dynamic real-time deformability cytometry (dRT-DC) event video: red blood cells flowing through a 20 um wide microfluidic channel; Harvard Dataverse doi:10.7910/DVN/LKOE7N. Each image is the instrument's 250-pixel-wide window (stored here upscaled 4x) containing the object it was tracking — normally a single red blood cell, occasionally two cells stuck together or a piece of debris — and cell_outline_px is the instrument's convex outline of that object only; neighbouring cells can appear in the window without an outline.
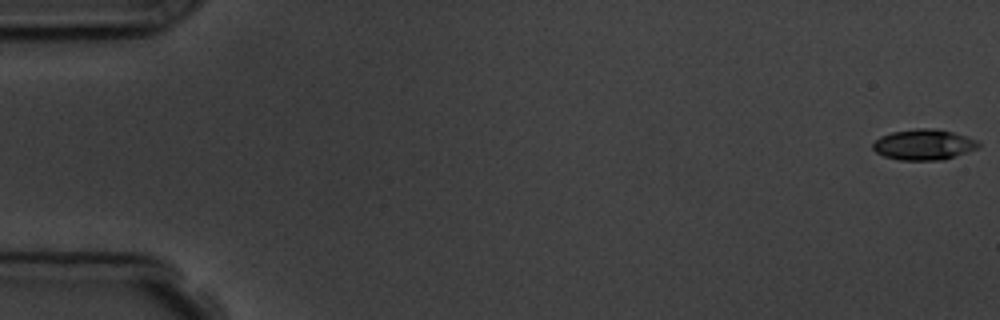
{"species": "common noctule bat (a hibernating species)", "species_latin": "Nyctalus noctula", "temperature_condition": "room temperature", "stored_images_in_passage": 8, "camera_frame_rate_fps": 3000, "um_per_image_px": 0.085, "animal": {"sex": "male", "body_mass_g": 19.5, "forearm_length_mm": 54.6}, "frame": {"image": 1, "passage_image": 1, "time_ms": 0.0, "image_size_px": [1000, 320], "cell_outline_px": [[980, 144], [976, 148], [944, 160], [900, 160], [884, 156], [876, 152], [872, 148], [872, 144], [880, 136], [892, 132], [916, 128], [932, 128], [952, 132], [976, 140]], "centroid_in_image_um": [78.47, 12.29], "position_along_channel_um": 6.5, "area_um2": 18.67}}
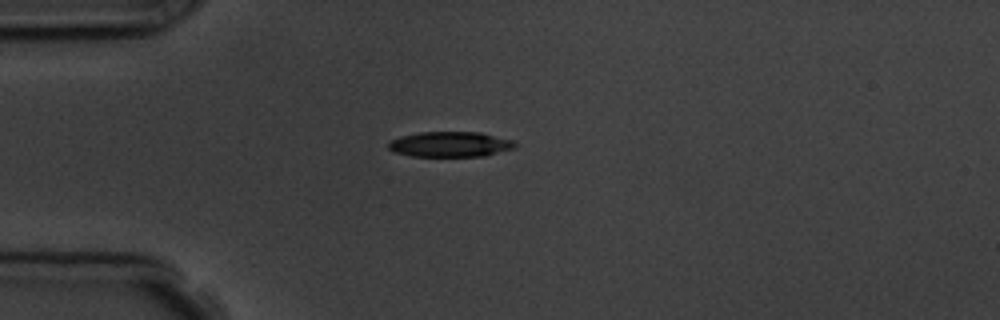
{"frame": {"image": 2, "passage_image": 5, "time_ms": 4.667, "image_size_px": [1000, 320], "cell_outline_px": [[516, 148], [484, 156], [412, 156], [396, 152], [388, 148], [388, 144], [392, 140], [400, 136], [420, 132], [480, 132], [512, 140], [516, 144]], "centroid_in_image_um": [38.28, 12.26], "position_along_channel_um": 46.7, "area_um2": 18.55}}